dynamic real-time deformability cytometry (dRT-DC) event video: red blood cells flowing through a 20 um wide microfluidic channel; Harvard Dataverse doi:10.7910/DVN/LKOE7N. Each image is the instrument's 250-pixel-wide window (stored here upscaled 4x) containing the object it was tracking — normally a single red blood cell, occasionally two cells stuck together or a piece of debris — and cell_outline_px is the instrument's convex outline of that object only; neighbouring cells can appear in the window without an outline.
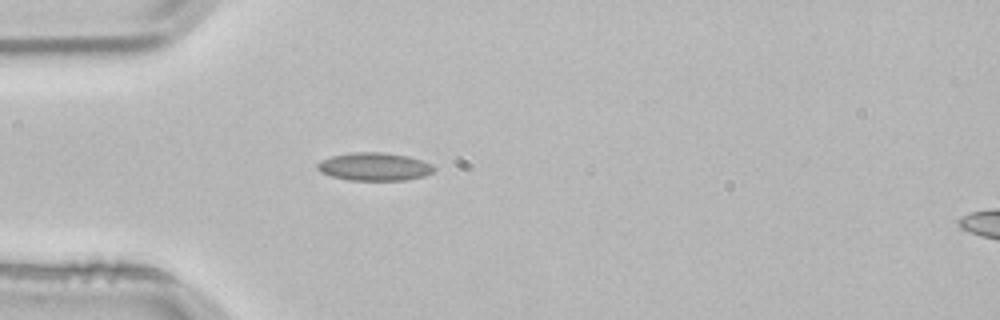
{"species": "common noctule bat (a hibernating species)", "species_latin": "Nyctalus noctula", "temperature_condition": "room temperature", "stored_images_in_passage": 4, "camera_frame_rate_fps": 3000, "um_per_image_px": 0.085, "animal": {"sex": "male", "body_mass_g": 21.5, "forearm_length_mm": 52.0}, "frame": {"image": 1, "passage_image": 4, "time_ms": 1.0, "image_size_px": [1000, 320], "cell_outline_px": [[436, 168], [432, 172], [424, 176], [404, 180], [348, 180], [332, 176], [320, 172], [316, 168], [316, 164], [320, 160], [332, 156], [352, 152], [380, 152], [408, 156], [432, 164]], "centroid_in_image_um": [31.79, 14.16], "position_along_channel_um": 53.2, "area_um2": 19.02}}